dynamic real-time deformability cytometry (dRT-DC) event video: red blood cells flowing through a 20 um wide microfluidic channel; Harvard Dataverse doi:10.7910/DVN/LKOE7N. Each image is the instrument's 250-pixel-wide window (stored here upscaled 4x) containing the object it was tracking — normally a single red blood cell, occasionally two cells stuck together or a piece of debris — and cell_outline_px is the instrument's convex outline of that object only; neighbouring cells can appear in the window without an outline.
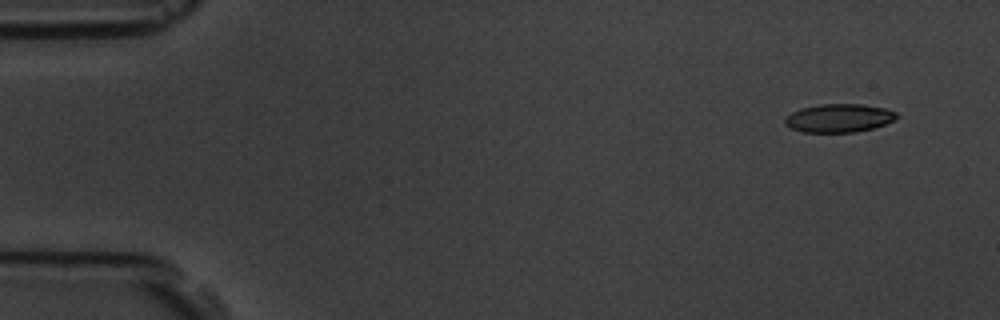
{"species": "common noctule bat (a hibernating species)", "species_latin": "Nyctalus noctula", "temperature_condition": "room temperature", "stored_images_in_passage": 6, "camera_frame_rate_fps": 3000, "um_per_image_px": 0.085, "animal": {"sex": "male", "body_mass_g": 19.5, "forearm_length_mm": 54.6}, "frame": {"image": 1, "passage_image": 6, "time_ms": 5.667, "image_size_px": [1000, 320], "cell_outline_px": [[900, 116], [884, 124], [872, 128], [856, 132], [804, 132], [792, 128], [784, 124], [784, 116], [800, 108], [820, 104], [860, 104], [884, 108], [896, 112]], "centroid_in_image_um": [71.27, 10.03], "position_along_channel_um": 13.7, "area_um2": 18.44}}